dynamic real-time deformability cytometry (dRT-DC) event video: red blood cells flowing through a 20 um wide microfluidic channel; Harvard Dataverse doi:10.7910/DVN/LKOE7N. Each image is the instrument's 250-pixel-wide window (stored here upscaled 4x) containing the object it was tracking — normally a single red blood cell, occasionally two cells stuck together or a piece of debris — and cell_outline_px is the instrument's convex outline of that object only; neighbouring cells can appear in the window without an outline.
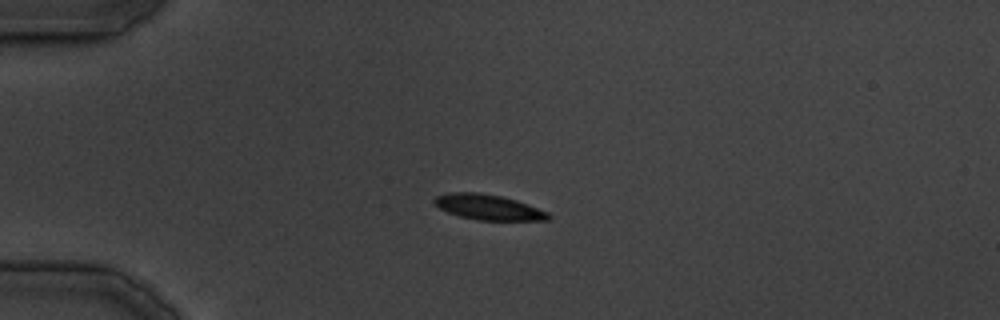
{"species": "common noctule bat (a hibernating species)", "species_latin": "Nyctalus noctula", "temperature_condition": "cold", "stored_images_in_passage": 29, "camera_frame_rate_fps": 3000, "um_per_image_px": 0.085, "animal": {"sex": "male", "body_mass_g": 19.5, "forearm_length_mm": 54.6}, "frame": {"image": 1, "passage_image": 1, "time_ms": 0.0, "image_size_px": [1000, 320], "cell_outline_px": [[552, 216], [548, 220], [476, 220], [460, 216], [448, 212], [432, 204], [432, 200], [436, 196], [448, 192], [476, 192], [500, 196], [516, 200], [548, 212]], "centroid_in_image_um": [41.47, 17.61], "position_along_channel_um": 43.5, "area_um2": 16.82}}
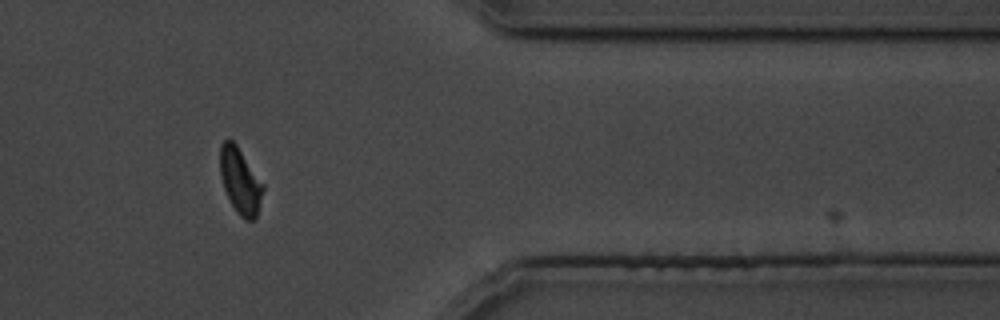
{"frame": {"image": 2, "passage_image": 24, "time_ms": 27.333, "image_size_px": [1000, 320], "cell_outline_px": [[264, 188], [256, 216], [252, 220], [244, 220], [236, 212], [224, 188], [220, 176], [220, 144], [224, 140], [232, 140], [236, 144], [264, 184]], "centroid_in_image_um": [20.41, 15.37], "position_along_channel_um": 391.0, "area_um2": 16.3}}
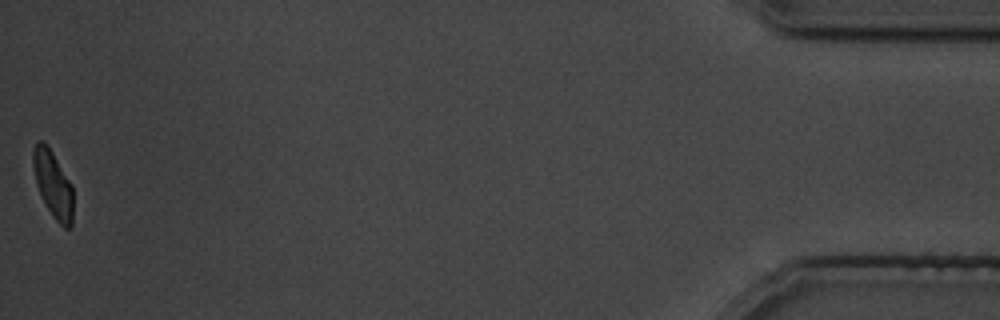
{"frame": {"image": 3, "passage_image": 29, "time_ms": 35.0, "image_size_px": [1000, 320], "cell_outline_px": [[72, 224], [68, 228], [64, 228], [52, 216], [36, 184], [32, 164], [32, 152], [36, 140], [44, 140], [48, 144], [72, 184]], "centroid_in_image_um": [4.49, 15.58], "position_along_channel_um": 430.7, "area_um2": 15.66}}